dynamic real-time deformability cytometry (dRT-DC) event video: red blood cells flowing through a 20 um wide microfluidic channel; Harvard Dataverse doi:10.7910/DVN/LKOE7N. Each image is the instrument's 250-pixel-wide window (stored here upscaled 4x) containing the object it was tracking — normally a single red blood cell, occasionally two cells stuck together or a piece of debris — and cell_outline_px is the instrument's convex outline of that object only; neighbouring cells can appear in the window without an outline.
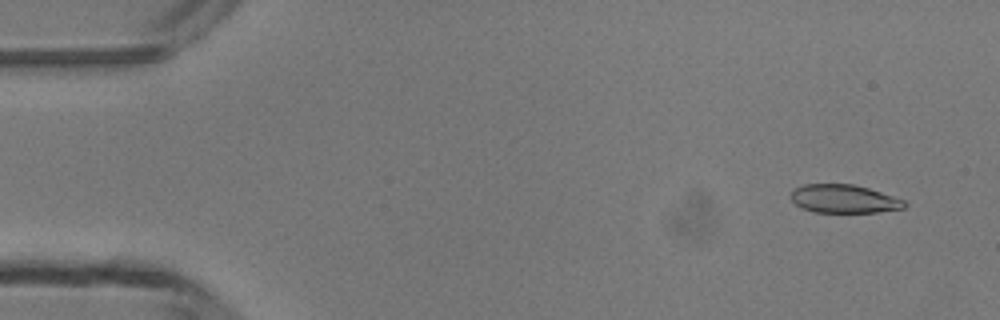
{"species": "common noctule bat (a hibernating species)", "species_latin": "Nyctalus noctula", "temperature_condition": "room temperature", "stored_images_in_passage": 4, "camera_frame_rate_fps": 3000, "um_per_image_px": 0.085, "animal": {"sex": "male", "body_mass_g": 13.3}, "frame": {"image": 1, "passage_image": 1, "time_ms": 0.0, "image_size_px": [1000, 320], "cell_outline_px": [[908, 204], [904, 208], [876, 212], [812, 212], [796, 204], [792, 200], [792, 192], [796, 188], [804, 184], [852, 184], [868, 188], [904, 200]], "centroid_in_image_um": [71.75, 16.9], "position_along_channel_um": 13.2, "area_um2": 18.5}}
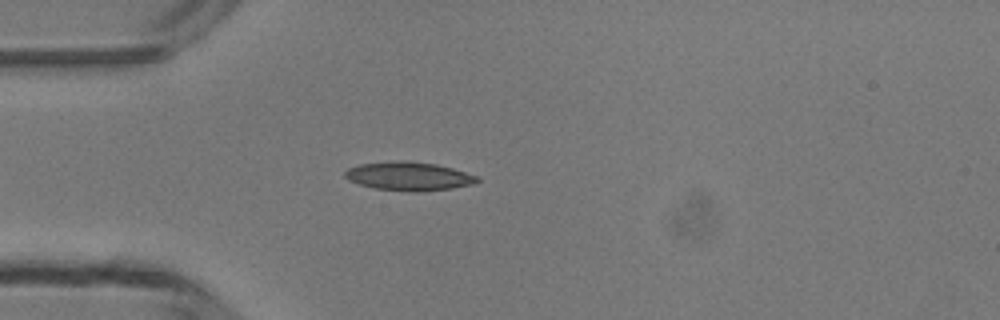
{"frame": {"image": 2, "passage_image": 4, "time_ms": 3.333, "image_size_px": [1000, 320], "cell_outline_px": [[480, 180], [472, 184], [452, 188], [416, 192], [412, 192], [376, 188], [360, 184], [348, 180], [344, 176], [344, 172], [348, 168], [360, 164], [400, 160], [436, 164], [452, 168], [476, 176]], "centroid_in_image_um": [34.72, 14.98], "position_along_channel_um": 50.3, "area_um2": 21.79}}